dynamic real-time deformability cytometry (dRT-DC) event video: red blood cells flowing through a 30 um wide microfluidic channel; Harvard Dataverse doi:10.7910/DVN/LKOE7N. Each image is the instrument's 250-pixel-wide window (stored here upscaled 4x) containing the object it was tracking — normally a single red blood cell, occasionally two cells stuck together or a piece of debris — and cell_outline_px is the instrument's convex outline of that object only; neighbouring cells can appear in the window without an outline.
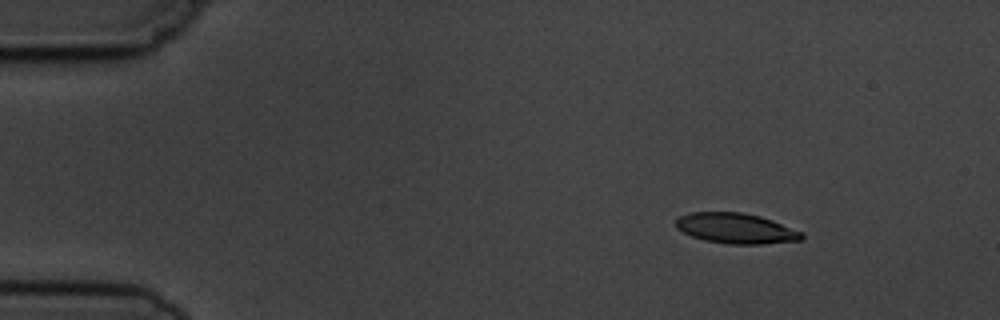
{"species": "common noctule bat (a hibernating species)", "species_latin": "Nyctalus noctula", "temperature_condition": "cold", "stored_images_in_passage": 5, "camera_frame_rate_fps": 3000, "um_per_image_px": 0.085, "animal": {"sex": "male", "body_mass_g": 19.5, "forearm_length_mm": 54.6}, "frame": {"image": 1, "passage_image": 2, "time_ms": 2.0, "image_size_px": [1000, 320], "cell_outline_px": [[804, 240], [760, 244], [728, 244], [704, 240], [692, 236], [676, 228], [676, 220], [680, 216], [688, 212], [744, 212], [760, 216], [772, 220], [804, 232]], "centroid_in_image_um": [62.58, 19.41], "position_along_channel_um": 22.4, "area_um2": 22.43}}